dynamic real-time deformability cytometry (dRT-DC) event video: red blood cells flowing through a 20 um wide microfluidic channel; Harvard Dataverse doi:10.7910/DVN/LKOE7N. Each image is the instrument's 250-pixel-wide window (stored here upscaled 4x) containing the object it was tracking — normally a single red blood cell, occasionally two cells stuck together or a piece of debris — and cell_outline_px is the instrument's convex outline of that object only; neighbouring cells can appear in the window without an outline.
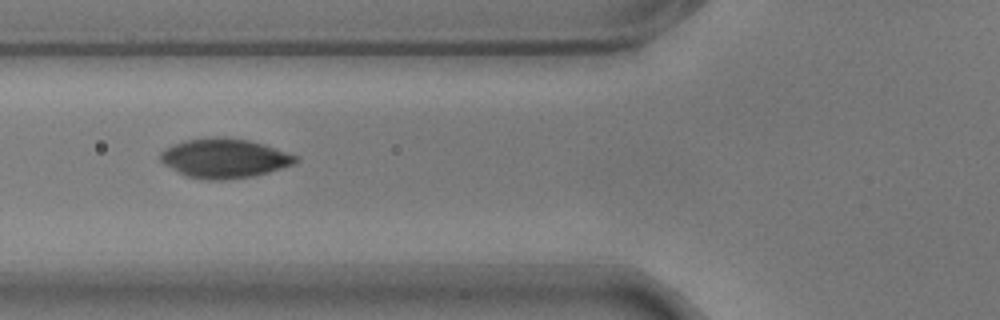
{"species": "common noctule bat (a hibernating species)", "species_latin": "Nyctalus noctula", "temperature_condition": "warm", "stored_images_in_passage": 34, "camera_frame_rate_fps": 3000, "um_per_image_px": 0.085, "animal": {"sex": "male", "body_mass_g": 17.9}, "frame": {"image": 1, "passage_image": 4, "time_ms": 1.0, "image_size_px": [1000, 320], "cell_outline_px": [[300, 156], [292, 164], [268, 172], [252, 176], [220, 180], [212, 180], [188, 176], [164, 164], [160, 160], [160, 152], [164, 148], [172, 144], [184, 140], [216, 136], [224, 136], [248, 140], [264, 144]], "centroid_in_image_um": [19.06, 13.42], "position_along_channel_um": 106.7, "area_um2": 30.87}}
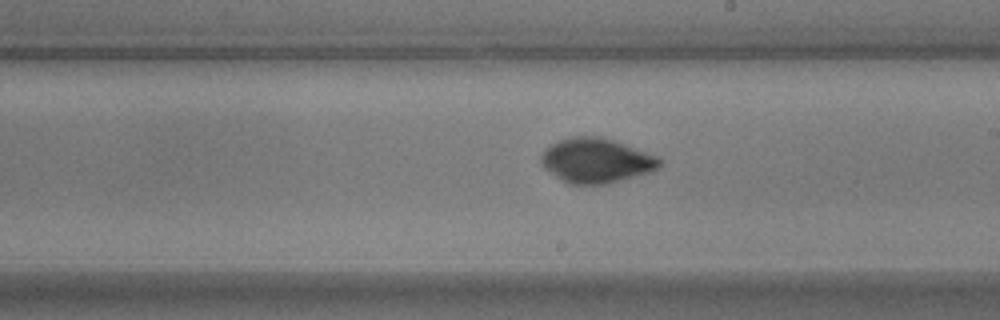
{"frame": {"image": 2, "passage_image": 15, "time_ms": 4.667, "image_size_px": [1000, 320], "cell_outline_px": [[660, 164], [656, 168], [648, 172], [608, 184], [568, 184], [544, 168], [540, 160], [540, 156], [544, 148], [568, 136], [600, 136], [624, 144], [656, 156], [660, 160]], "centroid_in_image_um": [50.61, 13.64], "position_along_channel_um": 238.4, "area_um2": 30.52}}
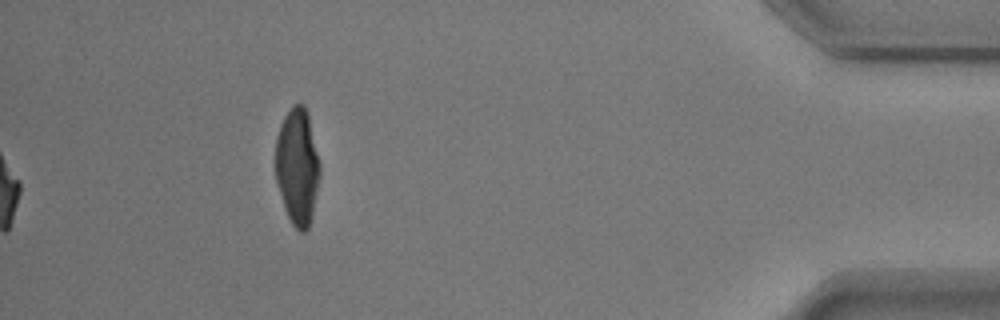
{"frame": {"image": 3, "passage_image": 34, "time_ms": 11.0, "image_size_px": [1000, 320], "cell_outline_px": [[320, 176], [312, 216], [308, 228], [304, 232], [300, 232], [292, 224], [284, 208], [276, 180], [276, 136], [280, 124], [284, 116], [292, 104], [304, 104], [308, 112], [320, 164]], "centroid_in_image_um": [25.28, 14.13], "position_along_channel_um": 409.9, "area_um2": 30.29}}